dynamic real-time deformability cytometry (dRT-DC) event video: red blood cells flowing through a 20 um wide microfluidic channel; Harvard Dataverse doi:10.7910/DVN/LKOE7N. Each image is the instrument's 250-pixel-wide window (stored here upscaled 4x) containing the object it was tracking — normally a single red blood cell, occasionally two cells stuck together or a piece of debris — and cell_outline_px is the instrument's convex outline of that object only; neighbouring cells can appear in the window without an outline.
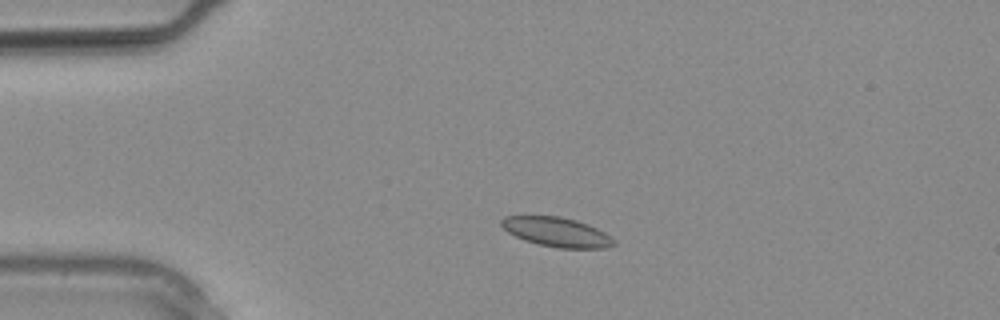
{"species": "common noctule bat (a hibernating species)", "species_latin": "Nyctalus noctula", "temperature_condition": "warm", "stored_images_in_passage": 14, "camera_frame_rate_fps": 3000, "um_per_image_px": 0.085, "animal": {"sex": "male", "body_mass_g": 20.4}, "frame": {"image": 1, "passage_image": 5, "time_ms": 1.333, "image_size_px": [1000, 320], "cell_outline_px": [[616, 244], [608, 248], [556, 248], [524, 240], [508, 232], [500, 224], [500, 220], [504, 216], [560, 216], [576, 220], [588, 224], [604, 232], [616, 240]], "centroid_in_image_um": [47.34, 19.72], "position_along_channel_um": 37.7, "area_um2": 19.31}}
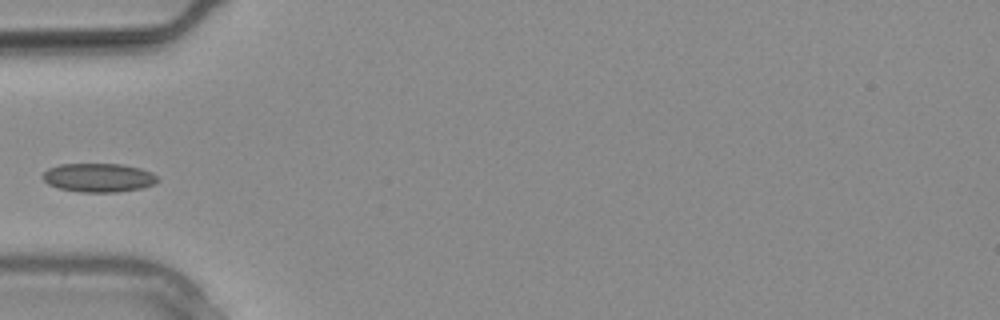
{"frame": {"image": 2, "passage_image": 8, "time_ms": 2.333, "image_size_px": [1000, 320], "cell_outline_px": [[160, 180], [152, 184], [140, 188], [116, 192], [80, 192], [60, 188], [48, 184], [40, 176], [48, 168], [60, 164], [124, 164], [140, 168], [152, 172]], "centroid_in_image_um": [8.36, 15.09], "position_along_channel_um": 76.6, "area_um2": 19.25}}